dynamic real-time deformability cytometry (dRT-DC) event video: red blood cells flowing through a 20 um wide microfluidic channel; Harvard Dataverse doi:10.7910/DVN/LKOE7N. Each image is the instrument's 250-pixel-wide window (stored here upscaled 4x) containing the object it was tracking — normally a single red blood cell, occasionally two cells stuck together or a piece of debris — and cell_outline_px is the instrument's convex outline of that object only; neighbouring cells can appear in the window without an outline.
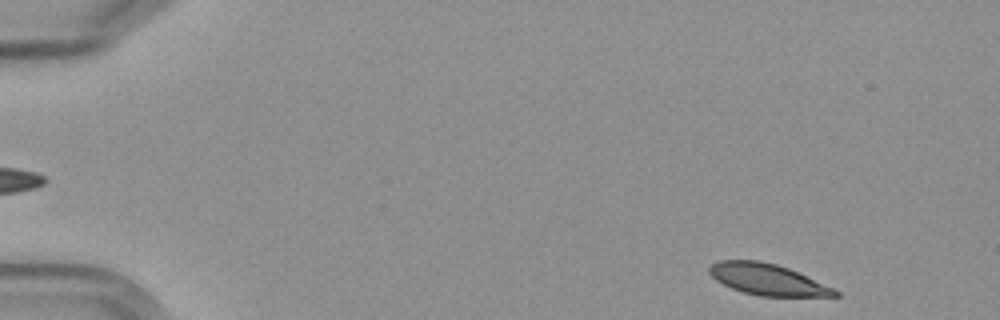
{"species": "Egyptian fruit bat (a non-hibernating species)", "species_latin": "Rousettus aegyptiacus", "temperature_condition": "cold", "stored_images_in_passage": 6, "segment_of_instrument_passage": [2, 2], "camera_frame_rate_fps": 3000, "um_per_image_px": 0.085, "frame": {"image": 1, "passage_image": 6, "time_ms": 6.667, "image_size_px": [1000, 320], "cell_outline_px": [[840, 296], [760, 296], [744, 292], [732, 288], [716, 280], [708, 272], [708, 268], [712, 264], [720, 260], [756, 260], [776, 264], [788, 268], [836, 288], [840, 292]], "centroid_in_image_um": [65.28, 23.75], "position_along_channel_um": 19.7, "area_um2": 22.83}}